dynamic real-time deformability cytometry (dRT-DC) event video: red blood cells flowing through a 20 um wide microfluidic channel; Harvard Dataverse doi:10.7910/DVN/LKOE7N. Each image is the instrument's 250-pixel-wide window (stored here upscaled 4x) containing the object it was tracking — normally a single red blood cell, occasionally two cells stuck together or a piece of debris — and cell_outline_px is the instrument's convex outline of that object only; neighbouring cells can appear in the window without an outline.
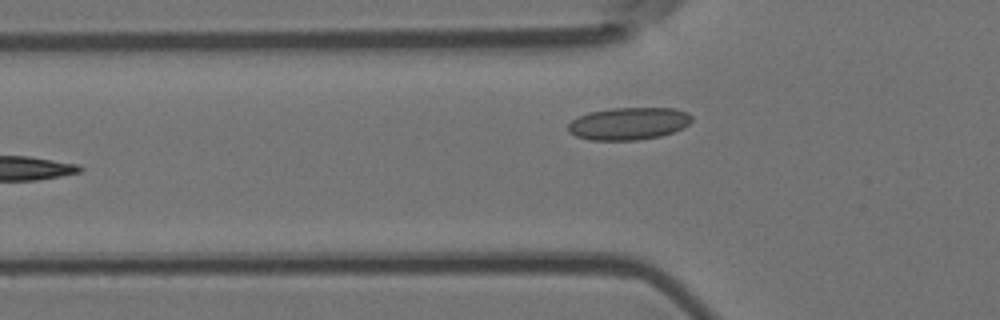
{"species": "Egyptian fruit bat (a non-hibernating species)", "species_latin": "Rousettus aegyptiacus", "temperature_condition": "room temperature", "stored_images_in_passage": 3, "camera_frame_rate_fps": 3000, "um_per_image_px": 0.085, "animal": {"sex": "female"}, "frame": {"image": 1, "passage_image": 3, "time_ms": 0.667, "image_size_px": [1000, 320], "cell_outline_px": [[692, 120], [684, 128], [660, 136], [636, 140], [592, 140], [576, 136], [568, 132], [568, 124], [572, 120], [588, 112], [612, 108], [676, 108], [688, 112], [692, 116]], "centroid_in_image_um": [53.45, 10.5], "position_along_channel_um": 72.3, "area_um2": 23.41}}